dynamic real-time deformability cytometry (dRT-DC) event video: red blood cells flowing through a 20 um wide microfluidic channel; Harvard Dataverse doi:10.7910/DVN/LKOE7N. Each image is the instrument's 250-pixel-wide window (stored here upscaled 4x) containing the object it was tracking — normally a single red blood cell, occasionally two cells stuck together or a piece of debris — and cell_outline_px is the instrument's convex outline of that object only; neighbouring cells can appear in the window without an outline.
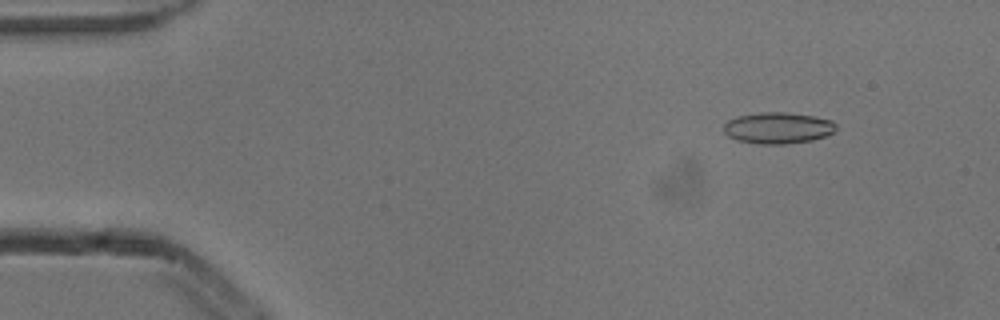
{"species": "common noctule bat (a hibernating species)", "species_latin": "Nyctalus noctula", "temperature_condition": "cold", "stored_images_in_passage": 7, "camera_frame_rate_fps": 3000, "um_per_image_px": 0.085, "animal": {"sex": "male", "body_mass_g": 13.3}, "frame": {"image": 1, "passage_image": 1, "time_ms": 0.0, "image_size_px": [1000, 320], "cell_outline_px": [[836, 132], [812, 140], [784, 144], [760, 144], [736, 140], [728, 136], [724, 132], [724, 124], [728, 120], [736, 116], [760, 112], [788, 112], [812, 116], [832, 120], [836, 124]], "centroid_in_image_um": [66.12, 10.87], "position_along_channel_um": 18.9, "area_um2": 20.63}}
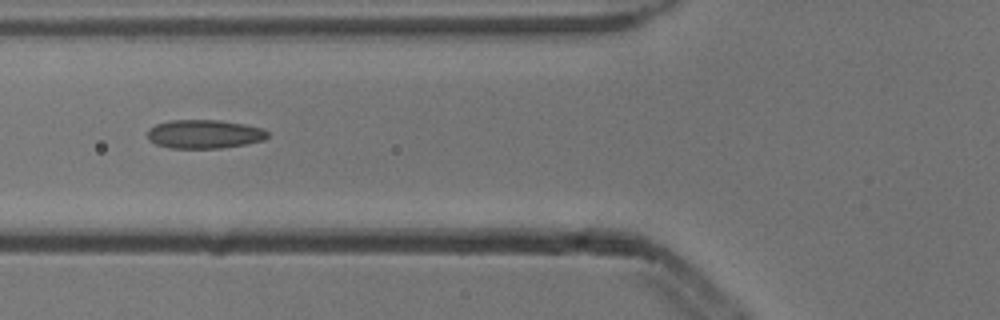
{"frame": {"image": 2, "passage_image": 5, "time_ms": 1.333, "image_size_px": [1000, 320], "cell_outline_px": [[268, 136], [264, 140], [244, 144], [220, 148], [168, 148], [156, 144], [148, 140], [148, 128], [156, 124], [168, 120], [220, 120], [244, 124], [264, 128], [268, 132]], "centroid_in_image_um": [17.35, 11.39], "position_along_channel_um": 108.5, "area_um2": 20.23}}
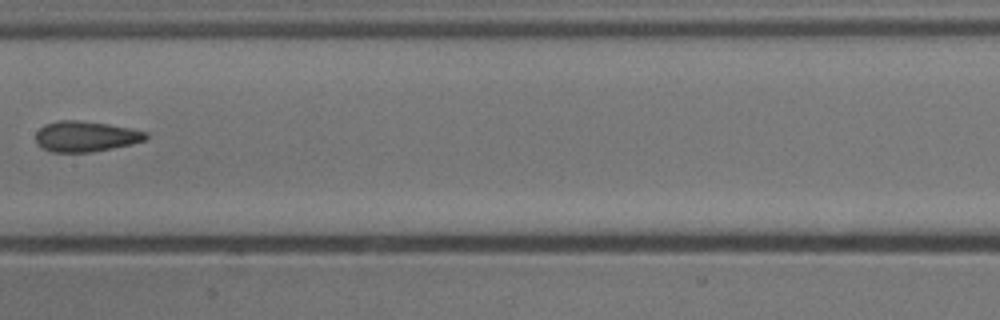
{"frame": {"image": 3, "passage_image": 7, "time_ms": 2.0, "image_size_px": [1000, 320], "cell_outline_px": [[148, 136], [144, 140], [132, 144], [92, 152], [52, 152], [40, 148], [36, 144], [36, 132], [44, 124], [56, 120], [76, 120], [108, 124], [148, 132]], "centroid_in_image_um": [7.23, 11.6], "position_along_channel_um": 200.2, "area_um2": 19.71}}